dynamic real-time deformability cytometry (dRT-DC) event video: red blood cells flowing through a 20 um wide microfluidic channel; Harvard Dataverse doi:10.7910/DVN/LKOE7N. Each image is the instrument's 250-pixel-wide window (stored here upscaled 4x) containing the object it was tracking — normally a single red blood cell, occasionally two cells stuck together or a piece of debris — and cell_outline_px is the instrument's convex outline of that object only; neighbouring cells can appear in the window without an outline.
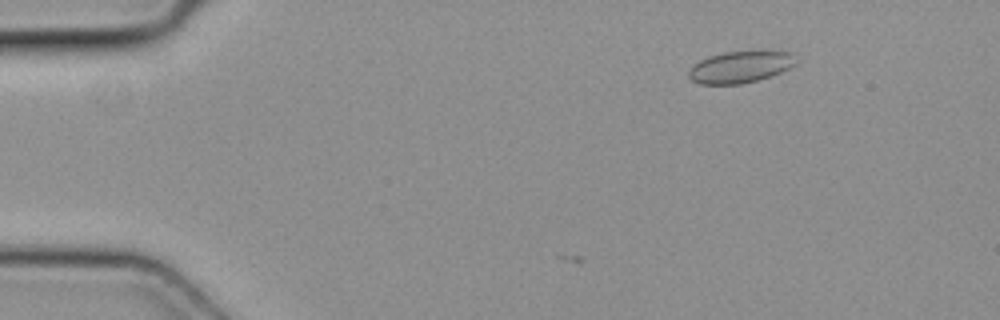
{"species": "common noctule bat (a hibernating species)", "species_latin": "Nyctalus noctula", "temperature_condition": "cold", "stored_images_in_passage": 4, "camera_frame_rate_fps": 3000, "um_per_image_px": 0.085, "animal": {"sex": "female", "body_mass_g": 19.3, "forearm_length_mm": 54.1}, "frame": {"image": 1, "passage_image": 4, "time_ms": 1.0, "image_size_px": [1000, 320], "cell_outline_px": [[796, 64], [780, 72], [756, 80], [740, 84], [700, 84], [692, 80], [688, 76], [688, 72], [700, 60], [708, 56], [724, 52], [792, 52]], "centroid_in_image_um": [62.88, 5.7], "position_along_channel_um": 22.1, "area_um2": 19.25}}